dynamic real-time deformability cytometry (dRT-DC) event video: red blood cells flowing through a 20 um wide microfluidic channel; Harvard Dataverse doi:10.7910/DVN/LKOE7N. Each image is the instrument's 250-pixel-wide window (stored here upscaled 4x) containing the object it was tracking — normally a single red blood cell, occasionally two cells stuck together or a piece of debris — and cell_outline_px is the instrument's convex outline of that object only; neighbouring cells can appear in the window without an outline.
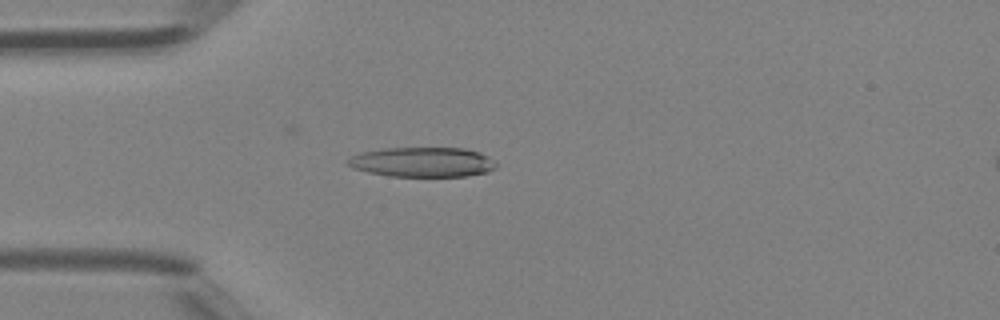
{"species": "Egyptian fruit bat (a non-hibernating species)", "species_latin": "Rousettus aegyptiacus", "temperature_condition": "room temperature", "stored_images_in_passage": 3, "camera_frame_rate_fps": 3000, "um_per_image_px": 0.085, "animal": {"sex": "female"}, "frame": {"image": 1, "passage_image": 3, "time_ms": 0.667, "image_size_px": [1000, 320], "cell_outline_px": [[496, 168], [488, 172], [464, 176], [388, 176], [368, 172], [352, 168], [348, 164], [348, 160], [352, 156], [360, 152], [384, 148], [464, 148], [480, 152], [488, 156], [496, 164]], "centroid_in_image_um": [35.91, 13.77], "position_along_channel_um": 49.1, "area_um2": 25.72}}